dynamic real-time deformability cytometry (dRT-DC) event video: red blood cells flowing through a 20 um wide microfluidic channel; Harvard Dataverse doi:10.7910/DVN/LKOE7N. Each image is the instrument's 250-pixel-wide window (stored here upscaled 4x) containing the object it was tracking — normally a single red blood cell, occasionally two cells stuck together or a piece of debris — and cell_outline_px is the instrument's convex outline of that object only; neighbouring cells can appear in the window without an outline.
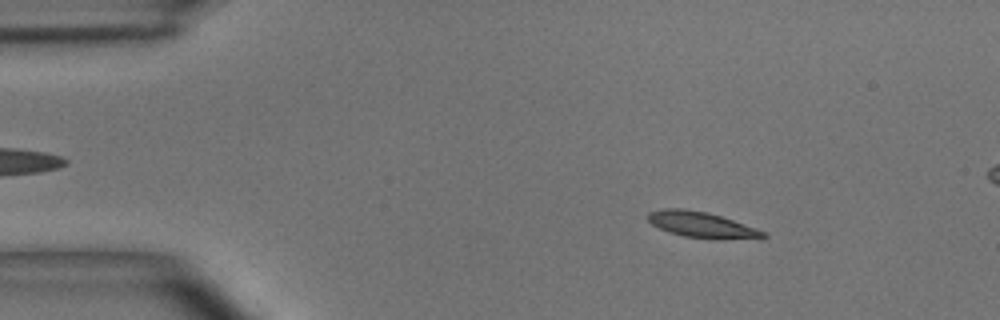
{"species": "common noctule bat (a hibernating species)", "species_latin": "Nyctalus noctula", "temperature_condition": "room temperature", "stored_images_in_passage": 48, "camera_frame_rate_fps": 3000, "um_per_image_px": 0.085, "animal": {"sex": "male", "body_mass_g": 15.6}, "frame": {"image": 1, "passage_image": 7, "time_ms": 2.0, "image_size_px": [1000, 320], "cell_outline_px": [[768, 236], [720, 240], [712, 240], [684, 236], [668, 232], [652, 224], [648, 220], [648, 212], [664, 208], [680, 208], [708, 212], [768, 232]], "centroid_in_image_um": [59.63, 19.11], "position_along_channel_um": 25.4, "area_um2": 17.34}}
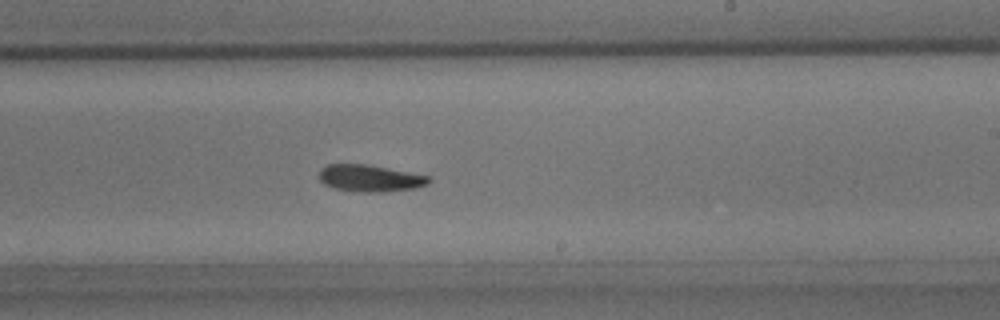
{"frame": {"image": 2, "passage_image": 29, "time_ms": 9.333, "image_size_px": [1000, 320], "cell_outline_px": [[432, 180], [428, 184], [416, 188], [384, 192], [364, 192], [332, 188], [324, 184], [320, 180], [320, 168], [328, 164], [364, 164], [432, 176]], "centroid_in_image_um": [31.48, 15.15], "position_along_channel_um": 257.5, "area_um2": 17.22}}
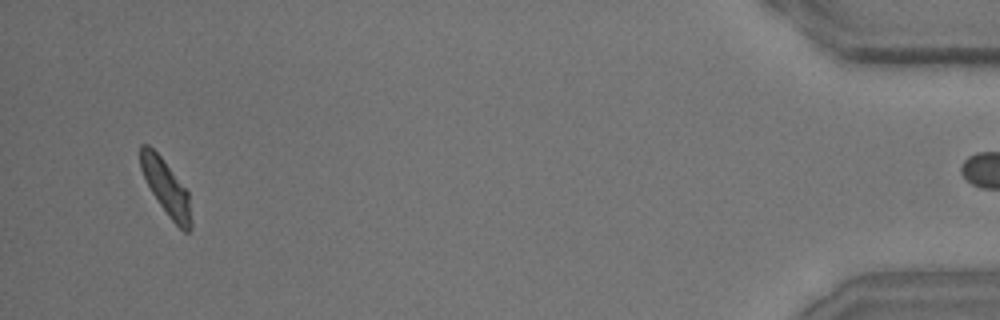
{"frame": {"image": 3, "passage_image": 47, "time_ms": 15.333, "image_size_px": [1000, 320], "cell_outline_px": [[192, 228], [188, 232], [184, 232], [172, 220], [160, 204], [152, 192], [140, 168], [140, 144], [148, 144], [160, 156], [188, 192], [192, 220]], "centroid_in_image_um": [14.13, 15.95], "position_along_channel_um": 421.1, "area_um2": 15.9}, "authors_computed_cell_mechanics": {"area_um2": 17.1088, "velocity_mm_per_s": 4.044, "shape_relaxation_time_tau1_ms": 4.1065, "shape_relaxation_time_tau2_ms": 8.3043, "deformation_change_tau1": 0.1578, "deformation_change_tau2": 0.1692}}